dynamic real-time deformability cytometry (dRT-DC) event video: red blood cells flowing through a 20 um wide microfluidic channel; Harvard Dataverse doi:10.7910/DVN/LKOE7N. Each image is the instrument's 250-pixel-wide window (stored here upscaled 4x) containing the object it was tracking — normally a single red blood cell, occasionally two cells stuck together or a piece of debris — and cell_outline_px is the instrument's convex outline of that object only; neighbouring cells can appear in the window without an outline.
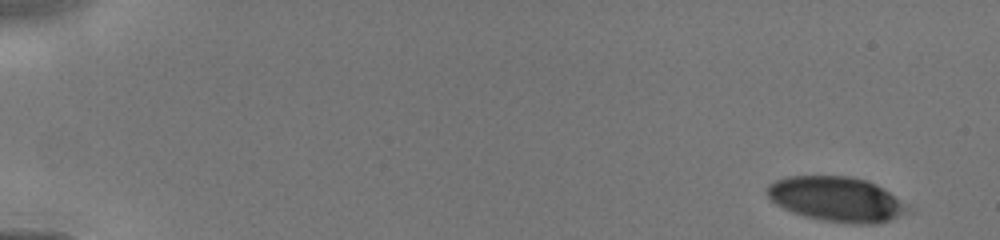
{"species": "human", "species_latin": "Homo sapiens", "temperature_condition": "cold", "stored_images_in_passage": 9, "camera_frame_rate_fps": 3000, "um_per_image_px": 0.085, "donor": {"sex": "male"}, "frame": {"image": 1, "passage_image": 1, "time_ms": 0.0, "image_size_px": [1000, 240], "cell_outline_px": [[916, 208], [912, 212], [876, 224], [852, 224], [824, 220], [804, 216], [792, 212], [776, 204], [768, 196], [764, 188], [768, 184], [776, 180], [788, 176], [852, 176], [868, 180], [884, 188]], "centroid_in_image_um": [71.19, 16.93], "position_along_channel_um": 13.8, "area_um2": 37.4}}
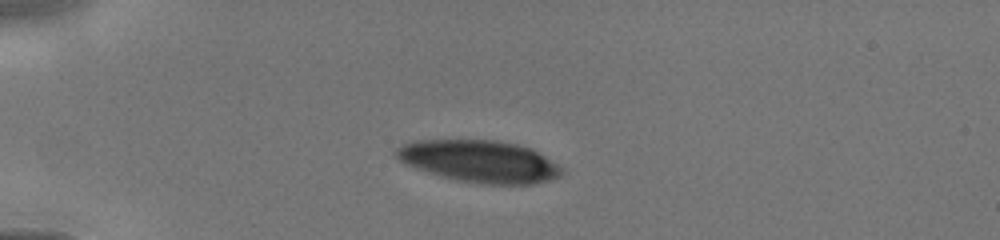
{"frame": {"image": 2, "passage_image": 6, "time_ms": 3.333, "image_size_px": [1000, 240], "cell_outline_px": [[564, 172], [560, 176], [548, 180], [532, 184], [480, 184], [456, 180], [440, 176], [404, 164], [392, 152], [400, 144], [412, 140], [496, 140], [516, 144], [532, 148], [556, 164]], "centroid_in_image_um": [40.69, 13.7], "position_along_channel_um": 44.3, "area_um2": 40.69}}
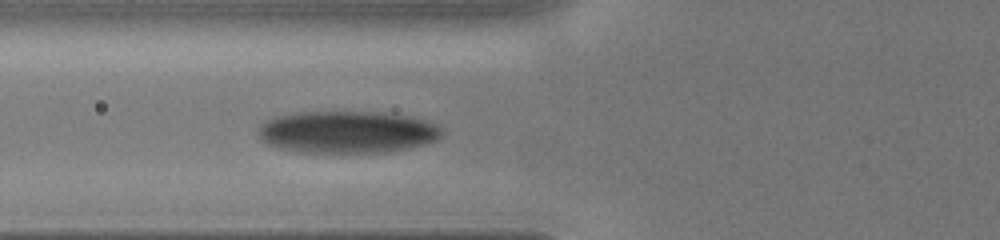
{"frame": {"image": 3, "passage_image": 9, "time_ms": 5.333, "image_size_px": [1000, 240], "cell_outline_px": [[444, 128], [440, 136], [436, 140], [424, 144], [408, 148], [384, 152], [300, 152], [280, 148], [268, 144], [260, 140], [260, 124], [276, 116], [300, 112], [384, 112], [408, 116], [424, 120], [436, 124]], "centroid_in_image_um": [29.53, 11.22], "position_along_channel_um": 96.3, "area_um2": 44.91}}